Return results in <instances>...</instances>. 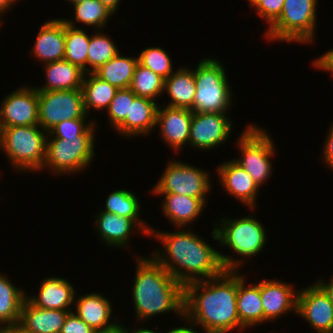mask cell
Returning <instances> with one entry per match:
<instances>
[{
  "label": "cell",
  "mask_w": 333,
  "mask_h": 333,
  "mask_svg": "<svg viewBox=\"0 0 333 333\" xmlns=\"http://www.w3.org/2000/svg\"><path fill=\"white\" fill-rule=\"evenodd\" d=\"M238 271L184 286V317L205 333L244 331L237 312ZM197 326H200L197 328Z\"/></svg>",
  "instance_id": "1"
},
{
  "label": "cell",
  "mask_w": 333,
  "mask_h": 333,
  "mask_svg": "<svg viewBox=\"0 0 333 333\" xmlns=\"http://www.w3.org/2000/svg\"><path fill=\"white\" fill-rule=\"evenodd\" d=\"M177 229L170 232L151 227L149 236L161 242L163 252L160 249L154 250L150 256L180 284L185 286L191 282L207 280L224 271L219 249L208 244L195 230H190V226L185 230L183 227Z\"/></svg>",
  "instance_id": "2"
},
{
  "label": "cell",
  "mask_w": 333,
  "mask_h": 333,
  "mask_svg": "<svg viewBox=\"0 0 333 333\" xmlns=\"http://www.w3.org/2000/svg\"><path fill=\"white\" fill-rule=\"evenodd\" d=\"M135 257L136 271L131 295L135 306V323H143L144 320L171 311L183 318L184 286L151 256Z\"/></svg>",
  "instance_id": "3"
},
{
  "label": "cell",
  "mask_w": 333,
  "mask_h": 333,
  "mask_svg": "<svg viewBox=\"0 0 333 333\" xmlns=\"http://www.w3.org/2000/svg\"><path fill=\"white\" fill-rule=\"evenodd\" d=\"M256 218L251 214L234 219L223 217L214 224L216 227L214 226L211 231L213 240H216L221 247H227L228 250H232V253L235 252L238 255V258H233L219 250V257L224 270L239 271L247 258L250 259V257L259 255L262 249L265 248L267 229Z\"/></svg>",
  "instance_id": "4"
},
{
  "label": "cell",
  "mask_w": 333,
  "mask_h": 333,
  "mask_svg": "<svg viewBox=\"0 0 333 333\" xmlns=\"http://www.w3.org/2000/svg\"><path fill=\"white\" fill-rule=\"evenodd\" d=\"M48 132L39 125L13 126L2 129L0 151L16 171L39 172L46 159Z\"/></svg>",
  "instance_id": "5"
},
{
  "label": "cell",
  "mask_w": 333,
  "mask_h": 333,
  "mask_svg": "<svg viewBox=\"0 0 333 333\" xmlns=\"http://www.w3.org/2000/svg\"><path fill=\"white\" fill-rule=\"evenodd\" d=\"M218 59L203 58L194 68L193 112L229 113L233 94L226 69Z\"/></svg>",
  "instance_id": "6"
},
{
  "label": "cell",
  "mask_w": 333,
  "mask_h": 333,
  "mask_svg": "<svg viewBox=\"0 0 333 333\" xmlns=\"http://www.w3.org/2000/svg\"><path fill=\"white\" fill-rule=\"evenodd\" d=\"M318 0H285L281 15L266 29L267 41L312 44Z\"/></svg>",
  "instance_id": "7"
},
{
  "label": "cell",
  "mask_w": 333,
  "mask_h": 333,
  "mask_svg": "<svg viewBox=\"0 0 333 333\" xmlns=\"http://www.w3.org/2000/svg\"><path fill=\"white\" fill-rule=\"evenodd\" d=\"M95 136L47 138L46 159L41 171L48 169L52 175L67 174L70 176L88 169L95 159Z\"/></svg>",
  "instance_id": "8"
},
{
  "label": "cell",
  "mask_w": 333,
  "mask_h": 333,
  "mask_svg": "<svg viewBox=\"0 0 333 333\" xmlns=\"http://www.w3.org/2000/svg\"><path fill=\"white\" fill-rule=\"evenodd\" d=\"M236 140L240 157L232 160L242 167L253 180L261 185L266 183L273 172L272 157L276 149L270 134L262 127L255 124L246 125Z\"/></svg>",
  "instance_id": "9"
},
{
  "label": "cell",
  "mask_w": 333,
  "mask_h": 333,
  "mask_svg": "<svg viewBox=\"0 0 333 333\" xmlns=\"http://www.w3.org/2000/svg\"><path fill=\"white\" fill-rule=\"evenodd\" d=\"M209 173L193 164L171 159L151 192L183 194L200 198L207 205L206 198L212 189Z\"/></svg>",
  "instance_id": "10"
},
{
  "label": "cell",
  "mask_w": 333,
  "mask_h": 333,
  "mask_svg": "<svg viewBox=\"0 0 333 333\" xmlns=\"http://www.w3.org/2000/svg\"><path fill=\"white\" fill-rule=\"evenodd\" d=\"M88 116L82 89L38 91V125L46 132L61 121Z\"/></svg>",
  "instance_id": "11"
},
{
  "label": "cell",
  "mask_w": 333,
  "mask_h": 333,
  "mask_svg": "<svg viewBox=\"0 0 333 333\" xmlns=\"http://www.w3.org/2000/svg\"><path fill=\"white\" fill-rule=\"evenodd\" d=\"M233 124L227 113L193 112L188 145L201 151H210L228 141Z\"/></svg>",
  "instance_id": "12"
},
{
  "label": "cell",
  "mask_w": 333,
  "mask_h": 333,
  "mask_svg": "<svg viewBox=\"0 0 333 333\" xmlns=\"http://www.w3.org/2000/svg\"><path fill=\"white\" fill-rule=\"evenodd\" d=\"M297 315L309 323L316 333H333V304L317 282L298 291Z\"/></svg>",
  "instance_id": "13"
},
{
  "label": "cell",
  "mask_w": 333,
  "mask_h": 333,
  "mask_svg": "<svg viewBox=\"0 0 333 333\" xmlns=\"http://www.w3.org/2000/svg\"><path fill=\"white\" fill-rule=\"evenodd\" d=\"M21 86L7 94L0 104L1 128L38 125V91Z\"/></svg>",
  "instance_id": "14"
},
{
  "label": "cell",
  "mask_w": 333,
  "mask_h": 333,
  "mask_svg": "<svg viewBox=\"0 0 333 333\" xmlns=\"http://www.w3.org/2000/svg\"><path fill=\"white\" fill-rule=\"evenodd\" d=\"M193 111L186 108L159 106L156 114V126L159 136L174 153L188 144Z\"/></svg>",
  "instance_id": "15"
},
{
  "label": "cell",
  "mask_w": 333,
  "mask_h": 333,
  "mask_svg": "<svg viewBox=\"0 0 333 333\" xmlns=\"http://www.w3.org/2000/svg\"><path fill=\"white\" fill-rule=\"evenodd\" d=\"M74 303L73 312L98 333L115 331L121 325L117 318L112 319V303L102 293L75 294Z\"/></svg>",
  "instance_id": "16"
},
{
  "label": "cell",
  "mask_w": 333,
  "mask_h": 333,
  "mask_svg": "<svg viewBox=\"0 0 333 333\" xmlns=\"http://www.w3.org/2000/svg\"><path fill=\"white\" fill-rule=\"evenodd\" d=\"M294 284L275 279L260 281L263 306V323L280 318L287 313L296 315L298 290ZM296 290V291H295Z\"/></svg>",
  "instance_id": "17"
},
{
  "label": "cell",
  "mask_w": 333,
  "mask_h": 333,
  "mask_svg": "<svg viewBox=\"0 0 333 333\" xmlns=\"http://www.w3.org/2000/svg\"><path fill=\"white\" fill-rule=\"evenodd\" d=\"M215 170L223 191L240 201L247 209L254 210L256 208V198L258 192H260V187L247 171L232 159L224 161L219 166L217 165Z\"/></svg>",
  "instance_id": "18"
},
{
  "label": "cell",
  "mask_w": 333,
  "mask_h": 333,
  "mask_svg": "<svg viewBox=\"0 0 333 333\" xmlns=\"http://www.w3.org/2000/svg\"><path fill=\"white\" fill-rule=\"evenodd\" d=\"M76 289L63 277H44L40 281L37 295L26 296V299L38 308L49 310L73 311Z\"/></svg>",
  "instance_id": "19"
},
{
  "label": "cell",
  "mask_w": 333,
  "mask_h": 333,
  "mask_svg": "<svg viewBox=\"0 0 333 333\" xmlns=\"http://www.w3.org/2000/svg\"><path fill=\"white\" fill-rule=\"evenodd\" d=\"M31 52L42 65L64 60L65 21L63 17L44 22L38 31Z\"/></svg>",
  "instance_id": "20"
},
{
  "label": "cell",
  "mask_w": 333,
  "mask_h": 333,
  "mask_svg": "<svg viewBox=\"0 0 333 333\" xmlns=\"http://www.w3.org/2000/svg\"><path fill=\"white\" fill-rule=\"evenodd\" d=\"M95 232L100 237V241L104 242L105 247L126 248L130 242L129 238L133 232L138 229V233L146 236L147 233L132 219L115 215L100 210L94 216ZM135 229V230H134Z\"/></svg>",
  "instance_id": "21"
},
{
  "label": "cell",
  "mask_w": 333,
  "mask_h": 333,
  "mask_svg": "<svg viewBox=\"0 0 333 333\" xmlns=\"http://www.w3.org/2000/svg\"><path fill=\"white\" fill-rule=\"evenodd\" d=\"M158 105L154 100L136 96L130 101L129 115L114 131L128 139L152 134V131L157 129L155 127Z\"/></svg>",
  "instance_id": "22"
},
{
  "label": "cell",
  "mask_w": 333,
  "mask_h": 333,
  "mask_svg": "<svg viewBox=\"0 0 333 333\" xmlns=\"http://www.w3.org/2000/svg\"><path fill=\"white\" fill-rule=\"evenodd\" d=\"M155 196L164 195L161 208L169 223L176 228H186L201 216L206 204L200 198H193L183 194L153 193ZM186 226V227H185Z\"/></svg>",
  "instance_id": "23"
},
{
  "label": "cell",
  "mask_w": 333,
  "mask_h": 333,
  "mask_svg": "<svg viewBox=\"0 0 333 333\" xmlns=\"http://www.w3.org/2000/svg\"><path fill=\"white\" fill-rule=\"evenodd\" d=\"M247 284V278L238 272L237 312L240 323L246 328L263 323V306L260 281ZM249 285V286H248Z\"/></svg>",
  "instance_id": "24"
},
{
  "label": "cell",
  "mask_w": 333,
  "mask_h": 333,
  "mask_svg": "<svg viewBox=\"0 0 333 333\" xmlns=\"http://www.w3.org/2000/svg\"><path fill=\"white\" fill-rule=\"evenodd\" d=\"M46 82L37 91L82 89L85 71L68 61H54L42 65Z\"/></svg>",
  "instance_id": "25"
},
{
  "label": "cell",
  "mask_w": 333,
  "mask_h": 333,
  "mask_svg": "<svg viewBox=\"0 0 333 333\" xmlns=\"http://www.w3.org/2000/svg\"><path fill=\"white\" fill-rule=\"evenodd\" d=\"M69 312L38 308L25 299L19 323L32 333H60Z\"/></svg>",
  "instance_id": "26"
},
{
  "label": "cell",
  "mask_w": 333,
  "mask_h": 333,
  "mask_svg": "<svg viewBox=\"0 0 333 333\" xmlns=\"http://www.w3.org/2000/svg\"><path fill=\"white\" fill-rule=\"evenodd\" d=\"M169 96L167 106L193 109L196 84L193 67H178L164 80V93Z\"/></svg>",
  "instance_id": "27"
},
{
  "label": "cell",
  "mask_w": 333,
  "mask_h": 333,
  "mask_svg": "<svg viewBox=\"0 0 333 333\" xmlns=\"http://www.w3.org/2000/svg\"><path fill=\"white\" fill-rule=\"evenodd\" d=\"M118 88L99 78L95 73H86L82 84L84 109L90 115L92 109L105 111L115 97Z\"/></svg>",
  "instance_id": "28"
},
{
  "label": "cell",
  "mask_w": 333,
  "mask_h": 333,
  "mask_svg": "<svg viewBox=\"0 0 333 333\" xmlns=\"http://www.w3.org/2000/svg\"><path fill=\"white\" fill-rule=\"evenodd\" d=\"M140 208L135 193L127 189H117L107 196L105 206L101 210L134 220L149 236L151 226L140 219Z\"/></svg>",
  "instance_id": "29"
},
{
  "label": "cell",
  "mask_w": 333,
  "mask_h": 333,
  "mask_svg": "<svg viewBox=\"0 0 333 333\" xmlns=\"http://www.w3.org/2000/svg\"><path fill=\"white\" fill-rule=\"evenodd\" d=\"M137 64L138 57L123 56L119 51L114 58L98 68L94 73L118 89L130 88Z\"/></svg>",
  "instance_id": "30"
},
{
  "label": "cell",
  "mask_w": 333,
  "mask_h": 333,
  "mask_svg": "<svg viewBox=\"0 0 333 333\" xmlns=\"http://www.w3.org/2000/svg\"><path fill=\"white\" fill-rule=\"evenodd\" d=\"M6 274H0V325L17 323L27 293L15 286Z\"/></svg>",
  "instance_id": "31"
},
{
  "label": "cell",
  "mask_w": 333,
  "mask_h": 333,
  "mask_svg": "<svg viewBox=\"0 0 333 333\" xmlns=\"http://www.w3.org/2000/svg\"><path fill=\"white\" fill-rule=\"evenodd\" d=\"M75 13V21L72 19H63L65 23L73 28L77 27V23L84 24L87 27H94L95 30H102L108 24V20L114 14L108 10L99 0H85L72 5ZM76 22V23H75Z\"/></svg>",
  "instance_id": "32"
},
{
  "label": "cell",
  "mask_w": 333,
  "mask_h": 333,
  "mask_svg": "<svg viewBox=\"0 0 333 333\" xmlns=\"http://www.w3.org/2000/svg\"><path fill=\"white\" fill-rule=\"evenodd\" d=\"M96 31L90 35L87 51V73H94L119 52L118 45L115 44V41L113 42V39L108 34H105L103 30Z\"/></svg>",
  "instance_id": "33"
},
{
  "label": "cell",
  "mask_w": 333,
  "mask_h": 333,
  "mask_svg": "<svg viewBox=\"0 0 333 333\" xmlns=\"http://www.w3.org/2000/svg\"><path fill=\"white\" fill-rule=\"evenodd\" d=\"M85 29L73 28L65 23L64 60L80 67L87 73V55L90 35Z\"/></svg>",
  "instance_id": "34"
},
{
  "label": "cell",
  "mask_w": 333,
  "mask_h": 333,
  "mask_svg": "<svg viewBox=\"0 0 333 333\" xmlns=\"http://www.w3.org/2000/svg\"><path fill=\"white\" fill-rule=\"evenodd\" d=\"M130 90L139 97L148 98L157 102L164 93V79L152 70L137 64Z\"/></svg>",
  "instance_id": "35"
},
{
  "label": "cell",
  "mask_w": 333,
  "mask_h": 333,
  "mask_svg": "<svg viewBox=\"0 0 333 333\" xmlns=\"http://www.w3.org/2000/svg\"><path fill=\"white\" fill-rule=\"evenodd\" d=\"M161 47H147L138 54V63L167 79L175 70L172 58Z\"/></svg>",
  "instance_id": "36"
},
{
  "label": "cell",
  "mask_w": 333,
  "mask_h": 333,
  "mask_svg": "<svg viewBox=\"0 0 333 333\" xmlns=\"http://www.w3.org/2000/svg\"><path fill=\"white\" fill-rule=\"evenodd\" d=\"M87 119L77 118L61 121L48 132L47 138H76L80 135H96L97 121L95 123L94 120Z\"/></svg>",
  "instance_id": "37"
},
{
  "label": "cell",
  "mask_w": 333,
  "mask_h": 333,
  "mask_svg": "<svg viewBox=\"0 0 333 333\" xmlns=\"http://www.w3.org/2000/svg\"><path fill=\"white\" fill-rule=\"evenodd\" d=\"M136 97V95L130 90V88H122L118 89L115 97L110 102L109 107L106 110V113L108 114V121L111 128L115 130L126 118L127 115H129V109H130V101H133V99Z\"/></svg>",
  "instance_id": "38"
},
{
  "label": "cell",
  "mask_w": 333,
  "mask_h": 333,
  "mask_svg": "<svg viewBox=\"0 0 333 333\" xmlns=\"http://www.w3.org/2000/svg\"><path fill=\"white\" fill-rule=\"evenodd\" d=\"M285 0H262L255 8L257 15L267 22L269 27L280 15Z\"/></svg>",
  "instance_id": "39"
},
{
  "label": "cell",
  "mask_w": 333,
  "mask_h": 333,
  "mask_svg": "<svg viewBox=\"0 0 333 333\" xmlns=\"http://www.w3.org/2000/svg\"><path fill=\"white\" fill-rule=\"evenodd\" d=\"M60 333H98L73 311H70L65 318L64 325Z\"/></svg>",
  "instance_id": "40"
},
{
  "label": "cell",
  "mask_w": 333,
  "mask_h": 333,
  "mask_svg": "<svg viewBox=\"0 0 333 333\" xmlns=\"http://www.w3.org/2000/svg\"><path fill=\"white\" fill-rule=\"evenodd\" d=\"M328 134L324 141L322 148V162L329 166L330 170L333 171V123L330 125Z\"/></svg>",
  "instance_id": "41"
},
{
  "label": "cell",
  "mask_w": 333,
  "mask_h": 333,
  "mask_svg": "<svg viewBox=\"0 0 333 333\" xmlns=\"http://www.w3.org/2000/svg\"><path fill=\"white\" fill-rule=\"evenodd\" d=\"M312 65L316 69L333 74V49L327 50V52L320 55L319 58L314 59Z\"/></svg>",
  "instance_id": "42"
},
{
  "label": "cell",
  "mask_w": 333,
  "mask_h": 333,
  "mask_svg": "<svg viewBox=\"0 0 333 333\" xmlns=\"http://www.w3.org/2000/svg\"><path fill=\"white\" fill-rule=\"evenodd\" d=\"M0 333H32L19 322L4 324L0 326Z\"/></svg>",
  "instance_id": "43"
},
{
  "label": "cell",
  "mask_w": 333,
  "mask_h": 333,
  "mask_svg": "<svg viewBox=\"0 0 333 333\" xmlns=\"http://www.w3.org/2000/svg\"><path fill=\"white\" fill-rule=\"evenodd\" d=\"M182 320L185 322V326H178V327H174V328H170L168 331H166V333H198L199 331H196L195 328H192V324L191 322L183 317ZM187 323V326H186ZM190 326V327H189ZM156 333H163L162 331H157V328L155 330Z\"/></svg>",
  "instance_id": "44"
},
{
  "label": "cell",
  "mask_w": 333,
  "mask_h": 333,
  "mask_svg": "<svg viewBox=\"0 0 333 333\" xmlns=\"http://www.w3.org/2000/svg\"><path fill=\"white\" fill-rule=\"evenodd\" d=\"M320 277L319 280L316 282L324 289V291L328 294L331 303L333 304V275L331 276L330 280H327L328 282H325L323 278Z\"/></svg>",
  "instance_id": "45"
},
{
  "label": "cell",
  "mask_w": 333,
  "mask_h": 333,
  "mask_svg": "<svg viewBox=\"0 0 333 333\" xmlns=\"http://www.w3.org/2000/svg\"><path fill=\"white\" fill-rule=\"evenodd\" d=\"M20 0H0V23H4L3 21V16L5 13L9 11V9H12L11 7L15 6L16 2H19Z\"/></svg>",
  "instance_id": "46"
},
{
  "label": "cell",
  "mask_w": 333,
  "mask_h": 333,
  "mask_svg": "<svg viewBox=\"0 0 333 333\" xmlns=\"http://www.w3.org/2000/svg\"><path fill=\"white\" fill-rule=\"evenodd\" d=\"M108 10L116 14L121 0H99Z\"/></svg>",
  "instance_id": "47"
},
{
  "label": "cell",
  "mask_w": 333,
  "mask_h": 333,
  "mask_svg": "<svg viewBox=\"0 0 333 333\" xmlns=\"http://www.w3.org/2000/svg\"><path fill=\"white\" fill-rule=\"evenodd\" d=\"M124 333H156L152 328H134V330L129 329L124 326Z\"/></svg>",
  "instance_id": "48"
},
{
  "label": "cell",
  "mask_w": 333,
  "mask_h": 333,
  "mask_svg": "<svg viewBox=\"0 0 333 333\" xmlns=\"http://www.w3.org/2000/svg\"><path fill=\"white\" fill-rule=\"evenodd\" d=\"M249 1V6H251V8H256L262 0H248Z\"/></svg>",
  "instance_id": "49"
},
{
  "label": "cell",
  "mask_w": 333,
  "mask_h": 333,
  "mask_svg": "<svg viewBox=\"0 0 333 333\" xmlns=\"http://www.w3.org/2000/svg\"><path fill=\"white\" fill-rule=\"evenodd\" d=\"M109 333H124V324L123 325L121 324L117 330L109 332Z\"/></svg>",
  "instance_id": "50"
},
{
  "label": "cell",
  "mask_w": 333,
  "mask_h": 333,
  "mask_svg": "<svg viewBox=\"0 0 333 333\" xmlns=\"http://www.w3.org/2000/svg\"><path fill=\"white\" fill-rule=\"evenodd\" d=\"M69 2L70 4H76V3H79V2H82V1H85V0H66V2Z\"/></svg>",
  "instance_id": "51"
},
{
  "label": "cell",
  "mask_w": 333,
  "mask_h": 333,
  "mask_svg": "<svg viewBox=\"0 0 333 333\" xmlns=\"http://www.w3.org/2000/svg\"><path fill=\"white\" fill-rule=\"evenodd\" d=\"M1 133H2V128H1V125H0V142H1Z\"/></svg>",
  "instance_id": "52"
}]
</instances>
